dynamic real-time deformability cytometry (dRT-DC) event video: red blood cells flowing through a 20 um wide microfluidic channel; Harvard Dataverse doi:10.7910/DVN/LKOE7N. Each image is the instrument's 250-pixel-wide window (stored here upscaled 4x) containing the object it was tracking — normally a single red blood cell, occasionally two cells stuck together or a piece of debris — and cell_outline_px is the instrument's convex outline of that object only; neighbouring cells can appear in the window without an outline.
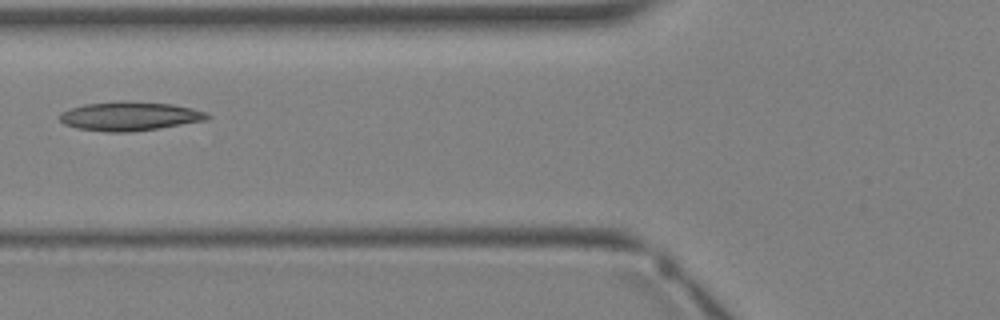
{"species": "Egyptian fruit bat (a non-hibernating species)", "species_latin": "Rousettus aegyptiacus", "temperature_condition": "warm", "stored_images_in_passage": 4, "camera_frame_rate_fps": 3000, "um_per_image_px": 0.085, "animal": {"sex": "female"}, "frame": {"image": 1, "passage_image": 4, "time_ms": 3.333, "image_size_px": [1000, 320], "cell_outline_px": [[212, 116], [208, 120], [160, 128], [132, 132], [108, 132], [76, 128], [64, 124], [60, 120], [60, 112], [84, 104], [172, 104], [192, 108], [208, 112]], "centroid_in_image_um": [11.08, 9.93], "position_along_channel_um": 114.7, "area_um2": 23.93}}